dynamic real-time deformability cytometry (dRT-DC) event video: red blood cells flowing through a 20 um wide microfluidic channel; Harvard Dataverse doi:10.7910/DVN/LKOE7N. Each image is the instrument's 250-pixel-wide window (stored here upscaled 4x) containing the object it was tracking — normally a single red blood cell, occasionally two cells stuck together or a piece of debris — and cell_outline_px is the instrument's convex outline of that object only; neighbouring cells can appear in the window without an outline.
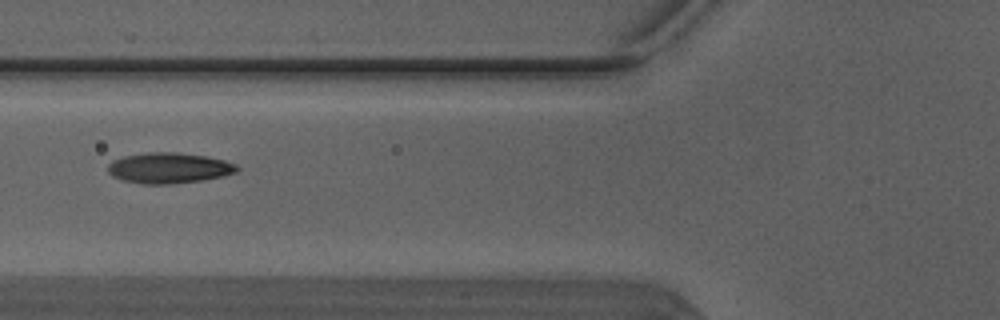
{"species": "Egyptian fruit bat (a non-hibernating species)", "species_latin": "Rousettus aegyptiacus", "temperature_condition": "warm", "stored_images_in_passage": 5, "camera_frame_rate_fps": 3000, "um_per_image_px": 0.085, "animal": {"sex": "male"}, "frame": {"image": 1, "passage_image": 5, "time_ms": 1.333, "image_size_px": [1000, 320], "cell_outline_px": [[240, 168], [236, 172], [224, 176], [200, 180], [168, 184], [140, 184], [120, 180], [112, 176], [108, 172], [108, 164], [112, 160], [124, 156], [152, 152], [176, 152], [204, 156], [224, 160], [236, 164]], "centroid_in_image_um": [14.33, 14.28], "position_along_channel_um": 111.5, "area_um2": 23.06}}